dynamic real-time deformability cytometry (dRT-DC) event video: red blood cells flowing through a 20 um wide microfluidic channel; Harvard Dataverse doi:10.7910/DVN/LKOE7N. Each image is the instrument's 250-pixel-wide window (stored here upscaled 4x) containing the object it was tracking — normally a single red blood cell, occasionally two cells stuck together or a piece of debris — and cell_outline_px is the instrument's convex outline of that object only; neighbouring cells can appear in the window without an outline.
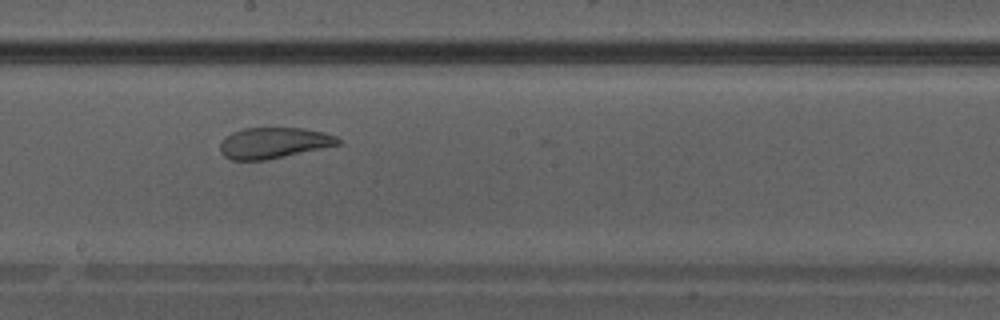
{"species": "Egyptian fruit bat (a non-hibernating species)", "species_latin": "Rousettus aegyptiacus", "temperature_condition": "warm", "stored_images_in_passage": 36, "camera_frame_rate_fps": 3000, "um_per_image_px": 0.085, "animal": {"sex": "male"}, "frame": {"image": 1, "passage_image": 21, "time_ms": 6.667, "image_size_px": [1000, 320], "cell_outline_px": [[340, 144], [284, 156], [264, 160], [232, 160], [224, 156], [220, 152], [220, 144], [232, 132], [244, 128], [304, 128], [324, 132], [336, 136], [340, 140]], "centroid_in_image_um": [23.26, 12.14], "position_along_channel_um": 224.9, "area_um2": 20.98}}